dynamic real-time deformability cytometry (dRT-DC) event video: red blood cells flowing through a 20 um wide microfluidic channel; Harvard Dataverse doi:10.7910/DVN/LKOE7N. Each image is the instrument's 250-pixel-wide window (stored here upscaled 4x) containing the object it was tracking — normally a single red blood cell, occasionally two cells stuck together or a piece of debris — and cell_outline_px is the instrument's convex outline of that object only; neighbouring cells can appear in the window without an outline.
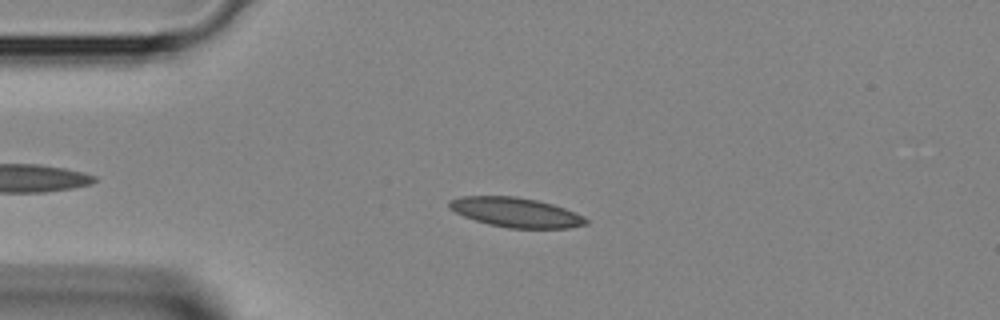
{"species": "Egyptian fruit bat (a non-hibernating species)", "species_latin": "Rousettus aegyptiacus", "temperature_condition": "room temperature", "stored_images_in_passage": 2, "camera_frame_rate_fps": 3000, "um_per_image_px": 0.085, "animal": {"sex": "female"}, "frame": {"image": 1, "passage_image": 2, "time_ms": 0.333, "image_size_px": [1000, 320], "cell_outline_px": [[588, 224], [568, 228], [508, 228], [488, 224], [464, 216], [448, 208], [448, 200], [460, 196], [516, 196], [536, 200], [552, 204], [564, 208], [584, 216], [588, 220]], "centroid_in_image_um": [43.83, 18.05], "position_along_channel_um": 41.2, "area_um2": 23.58}}